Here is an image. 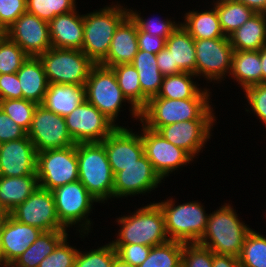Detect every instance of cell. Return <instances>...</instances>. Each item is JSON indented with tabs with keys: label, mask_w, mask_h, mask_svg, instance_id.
<instances>
[{
	"label": "cell",
	"mask_w": 266,
	"mask_h": 267,
	"mask_svg": "<svg viewBox=\"0 0 266 267\" xmlns=\"http://www.w3.org/2000/svg\"><path fill=\"white\" fill-rule=\"evenodd\" d=\"M210 98L167 99L149 98L140 111V122L158 131L161 127L191 120H215Z\"/></svg>",
	"instance_id": "cell-1"
},
{
	"label": "cell",
	"mask_w": 266,
	"mask_h": 267,
	"mask_svg": "<svg viewBox=\"0 0 266 267\" xmlns=\"http://www.w3.org/2000/svg\"><path fill=\"white\" fill-rule=\"evenodd\" d=\"M209 214L207 227L198 244L214 254L239 257L244 239L251 230L241 222L231 205L225 204Z\"/></svg>",
	"instance_id": "cell-2"
},
{
	"label": "cell",
	"mask_w": 266,
	"mask_h": 267,
	"mask_svg": "<svg viewBox=\"0 0 266 267\" xmlns=\"http://www.w3.org/2000/svg\"><path fill=\"white\" fill-rule=\"evenodd\" d=\"M79 181L99 203L113 198L114 174L102 142L77 143Z\"/></svg>",
	"instance_id": "cell-3"
},
{
	"label": "cell",
	"mask_w": 266,
	"mask_h": 267,
	"mask_svg": "<svg viewBox=\"0 0 266 267\" xmlns=\"http://www.w3.org/2000/svg\"><path fill=\"white\" fill-rule=\"evenodd\" d=\"M122 226L118 238L112 244L162 245L170 241L165 227L163 212L157 203L139 208L130 216L117 219Z\"/></svg>",
	"instance_id": "cell-4"
},
{
	"label": "cell",
	"mask_w": 266,
	"mask_h": 267,
	"mask_svg": "<svg viewBox=\"0 0 266 267\" xmlns=\"http://www.w3.org/2000/svg\"><path fill=\"white\" fill-rule=\"evenodd\" d=\"M122 8L123 6L117 3L83 15L84 32L81 50L95 64H99L107 56L116 28L128 16V9Z\"/></svg>",
	"instance_id": "cell-5"
},
{
	"label": "cell",
	"mask_w": 266,
	"mask_h": 267,
	"mask_svg": "<svg viewBox=\"0 0 266 267\" xmlns=\"http://www.w3.org/2000/svg\"><path fill=\"white\" fill-rule=\"evenodd\" d=\"M175 200L158 202L165 220L170 240L183 243H198L205 233L208 214L199 202H187L175 206ZM170 235V236H169Z\"/></svg>",
	"instance_id": "cell-6"
},
{
	"label": "cell",
	"mask_w": 266,
	"mask_h": 267,
	"mask_svg": "<svg viewBox=\"0 0 266 267\" xmlns=\"http://www.w3.org/2000/svg\"><path fill=\"white\" fill-rule=\"evenodd\" d=\"M49 83L85 85L95 63L78 49L51 48L40 54Z\"/></svg>",
	"instance_id": "cell-7"
},
{
	"label": "cell",
	"mask_w": 266,
	"mask_h": 267,
	"mask_svg": "<svg viewBox=\"0 0 266 267\" xmlns=\"http://www.w3.org/2000/svg\"><path fill=\"white\" fill-rule=\"evenodd\" d=\"M36 175L39 186L49 191L79 180L76 145L37 152Z\"/></svg>",
	"instance_id": "cell-8"
},
{
	"label": "cell",
	"mask_w": 266,
	"mask_h": 267,
	"mask_svg": "<svg viewBox=\"0 0 266 267\" xmlns=\"http://www.w3.org/2000/svg\"><path fill=\"white\" fill-rule=\"evenodd\" d=\"M86 101L115 124L122 102L127 100L111 67L95 64L85 83Z\"/></svg>",
	"instance_id": "cell-9"
},
{
	"label": "cell",
	"mask_w": 266,
	"mask_h": 267,
	"mask_svg": "<svg viewBox=\"0 0 266 267\" xmlns=\"http://www.w3.org/2000/svg\"><path fill=\"white\" fill-rule=\"evenodd\" d=\"M54 197L56 213L60 223L67 229L77 224L82 226L81 232L90 230L88 217L93 202H99L79 181L67 183L51 191ZM86 218V219H85Z\"/></svg>",
	"instance_id": "cell-10"
},
{
	"label": "cell",
	"mask_w": 266,
	"mask_h": 267,
	"mask_svg": "<svg viewBox=\"0 0 266 267\" xmlns=\"http://www.w3.org/2000/svg\"><path fill=\"white\" fill-rule=\"evenodd\" d=\"M27 136L37 152L76 145L68 133L64 117L53 113L42 104L35 108Z\"/></svg>",
	"instance_id": "cell-11"
},
{
	"label": "cell",
	"mask_w": 266,
	"mask_h": 267,
	"mask_svg": "<svg viewBox=\"0 0 266 267\" xmlns=\"http://www.w3.org/2000/svg\"><path fill=\"white\" fill-rule=\"evenodd\" d=\"M64 119L68 133L76 144L102 142L118 127L86 100Z\"/></svg>",
	"instance_id": "cell-12"
},
{
	"label": "cell",
	"mask_w": 266,
	"mask_h": 267,
	"mask_svg": "<svg viewBox=\"0 0 266 267\" xmlns=\"http://www.w3.org/2000/svg\"><path fill=\"white\" fill-rule=\"evenodd\" d=\"M10 215L17 221L39 228L43 232L66 230L58 219L52 192L40 186L13 209Z\"/></svg>",
	"instance_id": "cell-13"
},
{
	"label": "cell",
	"mask_w": 266,
	"mask_h": 267,
	"mask_svg": "<svg viewBox=\"0 0 266 267\" xmlns=\"http://www.w3.org/2000/svg\"><path fill=\"white\" fill-rule=\"evenodd\" d=\"M196 51V77L220 81L230 73L234 49L229 38L194 40Z\"/></svg>",
	"instance_id": "cell-14"
},
{
	"label": "cell",
	"mask_w": 266,
	"mask_h": 267,
	"mask_svg": "<svg viewBox=\"0 0 266 267\" xmlns=\"http://www.w3.org/2000/svg\"><path fill=\"white\" fill-rule=\"evenodd\" d=\"M141 126L144 154L162 179L192 161L193 157L184 149L167 141L159 132Z\"/></svg>",
	"instance_id": "cell-15"
},
{
	"label": "cell",
	"mask_w": 266,
	"mask_h": 267,
	"mask_svg": "<svg viewBox=\"0 0 266 267\" xmlns=\"http://www.w3.org/2000/svg\"><path fill=\"white\" fill-rule=\"evenodd\" d=\"M5 35L15 42L28 56L38 57L51 49L49 22L28 12L23 13L5 31Z\"/></svg>",
	"instance_id": "cell-16"
},
{
	"label": "cell",
	"mask_w": 266,
	"mask_h": 267,
	"mask_svg": "<svg viewBox=\"0 0 266 267\" xmlns=\"http://www.w3.org/2000/svg\"><path fill=\"white\" fill-rule=\"evenodd\" d=\"M102 143L114 175L136 163L144 155L141 134H135L127 127H116Z\"/></svg>",
	"instance_id": "cell-17"
},
{
	"label": "cell",
	"mask_w": 266,
	"mask_h": 267,
	"mask_svg": "<svg viewBox=\"0 0 266 267\" xmlns=\"http://www.w3.org/2000/svg\"><path fill=\"white\" fill-rule=\"evenodd\" d=\"M162 178L145 154L136 163L114 175L113 197H127L155 190Z\"/></svg>",
	"instance_id": "cell-18"
},
{
	"label": "cell",
	"mask_w": 266,
	"mask_h": 267,
	"mask_svg": "<svg viewBox=\"0 0 266 267\" xmlns=\"http://www.w3.org/2000/svg\"><path fill=\"white\" fill-rule=\"evenodd\" d=\"M37 151L26 135L0 144V176L21 177L36 174Z\"/></svg>",
	"instance_id": "cell-19"
},
{
	"label": "cell",
	"mask_w": 266,
	"mask_h": 267,
	"mask_svg": "<svg viewBox=\"0 0 266 267\" xmlns=\"http://www.w3.org/2000/svg\"><path fill=\"white\" fill-rule=\"evenodd\" d=\"M216 120H191L161 127L159 132L167 141L184 149L193 158L210 138L211 127Z\"/></svg>",
	"instance_id": "cell-20"
},
{
	"label": "cell",
	"mask_w": 266,
	"mask_h": 267,
	"mask_svg": "<svg viewBox=\"0 0 266 267\" xmlns=\"http://www.w3.org/2000/svg\"><path fill=\"white\" fill-rule=\"evenodd\" d=\"M42 232L39 228L21 223L9 215L0 232L2 263H14Z\"/></svg>",
	"instance_id": "cell-21"
},
{
	"label": "cell",
	"mask_w": 266,
	"mask_h": 267,
	"mask_svg": "<svg viewBox=\"0 0 266 267\" xmlns=\"http://www.w3.org/2000/svg\"><path fill=\"white\" fill-rule=\"evenodd\" d=\"M137 52V25L128 15L116 28L107 56L99 64L113 67L132 63Z\"/></svg>",
	"instance_id": "cell-22"
},
{
	"label": "cell",
	"mask_w": 266,
	"mask_h": 267,
	"mask_svg": "<svg viewBox=\"0 0 266 267\" xmlns=\"http://www.w3.org/2000/svg\"><path fill=\"white\" fill-rule=\"evenodd\" d=\"M51 46L59 49H82L84 20L75 10L57 15L49 22Z\"/></svg>",
	"instance_id": "cell-23"
},
{
	"label": "cell",
	"mask_w": 266,
	"mask_h": 267,
	"mask_svg": "<svg viewBox=\"0 0 266 267\" xmlns=\"http://www.w3.org/2000/svg\"><path fill=\"white\" fill-rule=\"evenodd\" d=\"M22 99L42 104L49 82L39 57L29 56L17 71Z\"/></svg>",
	"instance_id": "cell-24"
},
{
	"label": "cell",
	"mask_w": 266,
	"mask_h": 267,
	"mask_svg": "<svg viewBox=\"0 0 266 267\" xmlns=\"http://www.w3.org/2000/svg\"><path fill=\"white\" fill-rule=\"evenodd\" d=\"M86 100L85 86L49 83L42 103L59 116H67Z\"/></svg>",
	"instance_id": "cell-25"
},
{
	"label": "cell",
	"mask_w": 266,
	"mask_h": 267,
	"mask_svg": "<svg viewBox=\"0 0 266 267\" xmlns=\"http://www.w3.org/2000/svg\"><path fill=\"white\" fill-rule=\"evenodd\" d=\"M39 187L36 174L21 177L0 176V207L9 213Z\"/></svg>",
	"instance_id": "cell-26"
},
{
	"label": "cell",
	"mask_w": 266,
	"mask_h": 267,
	"mask_svg": "<svg viewBox=\"0 0 266 267\" xmlns=\"http://www.w3.org/2000/svg\"><path fill=\"white\" fill-rule=\"evenodd\" d=\"M228 38L236 51L260 50L266 45V14L255 13Z\"/></svg>",
	"instance_id": "cell-27"
},
{
	"label": "cell",
	"mask_w": 266,
	"mask_h": 267,
	"mask_svg": "<svg viewBox=\"0 0 266 267\" xmlns=\"http://www.w3.org/2000/svg\"><path fill=\"white\" fill-rule=\"evenodd\" d=\"M165 47L171 52L173 66L196 75L194 39L181 25L166 39Z\"/></svg>",
	"instance_id": "cell-28"
},
{
	"label": "cell",
	"mask_w": 266,
	"mask_h": 267,
	"mask_svg": "<svg viewBox=\"0 0 266 267\" xmlns=\"http://www.w3.org/2000/svg\"><path fill=\"white\" fill-rule=\"evenodd\" d=\"M111 68L127 102L131 104V115L140 119V111L146 106L149 98L142 92L138 71L132 63L119 64Z\"/></svg>",
	"instance_id": "cell-29"
},
{
	"label": "cell",
	"mask_w": 266,
	"mask_h": 267,
	"mask_svg": "<svg viewBox=\"0 0 266 267\" xmlns=\"http://www.w3.org/2000/svg\"><path fill=\"white\" fill-rule=\"evenodd\" d=\"M229 75L236 78L243 90L262 83L260 50H234Z\"/></svg>",
	"instance_id": "cell-30"
},
{
	"label": "cell",
	"mask_w": 266,
	"mask_h": 267,
	"mask_svg": "<svg viewBox=\"0 0 266 267\" xmlns=\"http://www.w3.org/2000/svg\"><path fill=\"white\" fill-rule=\"evenodd\" d=\"M185 15V22L180 25L194 40L228 38L222 31L215 7L210 11H190Z\"/></svg>",
	"instance_id": "cell-31"
},
{
	"label": "cell",
	"mask_w": 266,
	"mask_h": 267,
	"mask_svg": "<svg viewBox=\"0 0 266 267\" xmlns=\"http://www.w3.org/2000/svg\"><path fill=\"white\" fill-rule=\"evenodd\" d=\"M194 76L196 75L187 72L164 76L159 93L152 98H210V93L207 92V89L201 90L194 84L191 79Z\"/></svg>",
	"instance_id": "cell-32"
},
{
	"label": "cell",
	"mask_w": 266,
	"mask_h": 267,
	"mask_svg": "<svg viewBox=\"0 0 266 267\" xmlns=\"http://www.w3.org/2000/svg\"><path fill=\"white\" fill-rule=\"evenodd\" d=\"M67 235L66 230L42 232L31 246L14 261V264L17 267H38L39 263L52 253Z\"/></svg>",
	"instance_id": "cell-33"
},
{
	"label": "cell",
	"mask_w": 266,
	"mask_h": 267,
	"mask_svg": "<svg viewBox=\"0 0 266 267\" xmlns=\"http://www.w3.org/2000/svg\"><path fill=\"white\" fill-rule=\"evenodd\" d=\"M132 65L138 71L142 92L148 98L157 96L161 89L164 75L158 69L156 54L138 49Z\"/></svg>",
	"instance_id": "cell-34"
},
{
	"label": "cell",
	"mask_w": 266,
	"mask_h": 267,
	"mask_svg": "<svg viewBox=\"0 0 266 267\" xmlns=\"http://www.w3.org/2000/svg\"><path fill=\"white\" fill-rule=\"evenodd\" d=\"M220 26L225 36L231 35L244 25L255 12L236 0H217L214 3Z\"/></svg>",
	"instance_id": "cell-35"
},
{
	"label": "cell",
	"mask_w": 266,
	"mask_h": 267,
	"mask_svg": "<svg viewBox=\"0 0 266 267\" xmlns=\"http://www.w3.org/2000/svg\"><path fill=\"white\" fill-rule=\"evenodd\" d=\"M183 245V242L170 240L153 246L148 257L138 267H181Z\"/></svg>",
	"instance_id": "cell-36"
},
{
	"label": "cell",
	"mask_w": 266,
	"mask_h": 267,
	"mask_svg": "<svg viewBox=\"0 0 266 267\" xmlns=\"http://www.w3.org/2000/svg\"><path fill=\"white\" fill-rule=\"evenodd\" d=\"M241 267H266V237L251 229L238 257Z\"/></svg>",
	"instance_id": "cell-37"
},
{
	"label": "cell",
	"mask_w": 266,
	"mask_h": 267,
	"mask_svg": "<svg viewBox=\"0 0 266 267\" xmlns=\"http://www.w3.org/2000/svg\"><path fill=\"white\" fill-rule=\"evenodd\" d=\"M27 12L50 22L55 16L76 9L75 0H26Z\"/></svg>",
	"instance_id": "cell-38"
},
{
	"label": "cell",
	"mask_w": 266,
	"mask_h": 267,
	"mask_svg": "<svg viewBox=\"0 0 266 267\" xmlns=\"http://www.w3.org/2000/svg\"><path fill=\"white\" fill-rule=\"evenodd\" d=\"M37 103L26 99L0 100V108L20 127L28 132Z\"/></svg>",
	"instance_id": "cell-39"
},
{
	"label": "cell",
	"mask_w": 266,
	"mask_h": 267,
	"mask_svg": "<svg viewBox=\"0 0 266 267\" xmlns=\"http://www.w3.org/2000/svg\"><path fill=\"white\" fill-rule=\"evenodd\" d=\"M29 56L6 35L0 40V74L17 73Z\"/></svg>",
	"instance_id": "cell-40"
},
{
	"label": "cell",
	"mask_w": 266,
	"mask_h": 267,
	"mask_svg": "<svg viewBox=\"0 0 266 267\" xmlns=\"http://www.w3.org/2000/svg\"><path fill=\"white\" fill-rule=\"evenodd\" d=\"M117 252L112 243L82 253L78 250L74 267H113Z\"/></svg>",
	"instance_id": "cell-41"
},
{
	"label": "cell",
	"mask_w": 266,
	"mask_h": 267,
	"mask_svg": "<svg viewBox=\"0 0 266 267\" xmlns=\"http://www.w3.org/2000/svg\"><path fill=\"white\" fill-rule=\"evenodd\" d=\"M128 15L132 18V20L136 23L137 28L142 32H147L149 34H153L159 37L164 38L165 40L174 32L175 29L179 27L180 24L175 23V21H170L166 19L164 20H158L155 19H149L144 20L142 17H140V14L133 10H128Z\"/></svg>",
	"instance_id": "cell-42"
},
{
	"label": "cell",
	"mask_w": 266,
	"mask_h": 267,
	"mask_svg": "<svg viewBox=\"0 0 266 267\" xmlns=\"http://www.w3.org/2000/svg\"><path fill=\"white\" fill-rule=\"evenodd\" d=\"M68 243L66 236L54 251L39 263L38 267H74L78 250Z\"/></svg>",
	"instance_id": "cell-43"
},
{
	"label": "cell",
	"mask_w": 266,
	"mask_h": 267,
	"mask_svg": "<svg viewBox=\"0 0 266 267\" xmlns=\"http://www.w3.org/2000/svg\"><path fill=\"white\" fill-rule=\"evenodd\" d=\"M181 267H213V252L198 243H184Z\"/></svg>",
	"instance_id": "cell-44"
},
{
	"label": "cell",
	"mask_w": 266,
	"mask_h": 267,
	"mask_svg": "<svg viewBox=\"0 0 266 267\" xmlns=\"http://www.w3.org/2000/svg\"><path fill=\"white\" fill-rule=\"evenodd\" d=\"M27 12L26 0H0V29L4 32Z\"/></svg>",
	"instance_id": "cell-45"
},
{
	"label": "cell",
	"mask_w": 266,
	"mask_h": 267,
	"mask_svg": "<svg viewBox=\"0 0 266 267\" xmlns=\"http://www.w3.org/2000/svg\"><path fill=\"white\" fill-rule=\"evenodd\" d=\"M117 257L135 267L140 266L148 257L152 247L140 244H112Z\"/></svg>",
	"instance_id": "cell-46"
},
{
	"label": "cell",
	"mask_w": 266,
	"mask_h": 267,
	"mask_svg": "<svg viewBox=\"0 0 266 267\" xmlns=\"http://www.w3.org/2000/svg\"><path fill=\"white\" fill-rule=\"evenodd\" d=\"M244 91L252 111L266 126V83L251 86Z\"/></svg>",
	"instance_id": "cell-47"
},
{
	"label": "cell",
	"mask_w": 266,
	"mask_h": 267,
	"mask_svg": "<svg viewBox=\"0 0 266 267\" xmlns=\"http://www.w3.org/2000/svg\"><path fill=\"white\" fill-rule=\"evenodd\" d=\"M27 132L0 108V143L24 138Z\"/></svg>",
	"instance_id": "cell-48"
},
{
	"label": "cell",
	"mask_w": 266,
	"mask_h": 267,
	"mask_svg": "<svg viewBox=\"0 0 266 267\" xmlns=\"http://www.w3.org/2000/svg\"><path fill=\"white\" fill-rule=\"evenodd\" d=\"M4 99H22L17 73L0 74V100Z\"/></svg>",
	"instance_id": "cell-49"
},
{
	"label": "cell",
	"mask_w": 266,
	"mask_h": 267,
	"mask_svg": "<svg viewBox=\"0 0 266 267\" xmlns=\"http://www.w3.org/2000/svg\"><path fill=\"white\" fill-rule=\"evenodd\" d=\"M138 49L157 54L164 47L166 40L162 37L142 32L137 28Z\"/></svg>",
	"instance_id": "cell-50"
},
{
	"label": "cell",
	"mask_w": 266,
	"mask_h": 267,
	"mask_svg": "<svg viewBox=\"0 0 266 267\" xmlns=\"http://www.w3.org/2000/svg\"><path fill=\"white\" fill-rule=\"evenodd\" d=\"M156 61L158 69L164 76L182 73L178 66H173L171 52L166 47L156 54Z\"/></svg>",
	"instance_id": "cell-51"
},
{
	"label": "cell",
	"mask_w": 266,
	"mask_h": 267,
	"mask_svg": "<svg viewBox=\"0 0 266 267\" xmlns=\"http://www.w3.org/2000/svg\"><path fill=\"white\" fill-rule=\"evenodd\" d=\"M213 267H241L237 257L213 253Z\"/></svg>",
	"instance_id": "cell-52"
},
{
	"label": "cell",
	"mask_w": 266,
	"mask_h": 267,
	"mask_svg": "<svg viewBox=\"0 0 266 267\" xmlns=\"http://www.w3.org/2000/svg\"><path fill=\"white\" fill-rule=\"evenodd\" d=\"M241 2L255 13H266V0H236Z\"/></svg>",
	"instance_id": "cell-53"
},
{
	"label": "cell",
	"mask_w": 266,
	"mask_h": 267,
	"mask_svg": "<svg viewBox=\"0 0 266 267\" xmlns=\"http://www.w3.org/2000/svg\"><path fill=\"white\" fill-rule=\"evenodd\" d=\"M262 83H266V45L260 49Z\"/></svg>",
	"instance_id": "cell-54"
},
{
	"label": "cell",
	"mask_w": 266,
	"mask_h": 267,
	"mask_svg": "<svg viewBox=\"0 0 266 267\" xmlns=\"http://www.w3.org/2000/svg\"><path fill=\"white\" fill-rule=\"evenodd\" d=\"M9 215L10 213L6 209L0 207V232L3 229V226Z\"/></svg>",
	"instance_id": "cell-55"
},
{
	"label": "cell",
	"mask_w": 266,
	"mask_h": 267,
	"mask_svg": "<svg viewBox=\"0 0 266 267\" xmlns=\"http://www.w3.org/2000/svg\"><path fill=\"white\" fill-rule=\"evenodd\" d=\"M113 267H135L129 263L123 262L120 258L116 257Z\"/></svg>",
	"instance_id": "cell-56"
},
{
	"label": "cell",
	"mask_w": 266,
	"mask_h": 267,
	"mask_svg": "<svg viewBox=\"0 0 266 267\" xmlns=\"http://www.w3.org/2000/svg\"><path fill=\"white\" fill-rule=\"evenodd\" d=\"M17 267L14 263H2L0 264V267Z\"/></svg>",
	"instance_id": "cell-57"
},
{
	"label": "cell",
	"mask_w": 266,
	"mask_h": 267,
	"mask_svg": "<svg viewBox=\"0 0 266 267\" xmlns=\"http://www.w3.org/2000/svg\"><path fill=\"white\" fill-rule=\"evenodd\" d=\"M0 264H2L1 241H0Z\"/></svg>",
	"instance_id": "cell-58"
},
{
	"label": "cell",
	"mask_w": 266,
	"mask_h": 267,
	"mask_svg": "<svg viewBox=\"0 0 266 267\" xmlns=\"http://www.w3.org/2000/svg\"><path fill=\"white\" fill-rule=\"evenodd\" d=\"M5 35V32L3 30L0 29V40L1 38Z\"/></svg>",
	"instance_id": "cell-59"
}]
</instances>
